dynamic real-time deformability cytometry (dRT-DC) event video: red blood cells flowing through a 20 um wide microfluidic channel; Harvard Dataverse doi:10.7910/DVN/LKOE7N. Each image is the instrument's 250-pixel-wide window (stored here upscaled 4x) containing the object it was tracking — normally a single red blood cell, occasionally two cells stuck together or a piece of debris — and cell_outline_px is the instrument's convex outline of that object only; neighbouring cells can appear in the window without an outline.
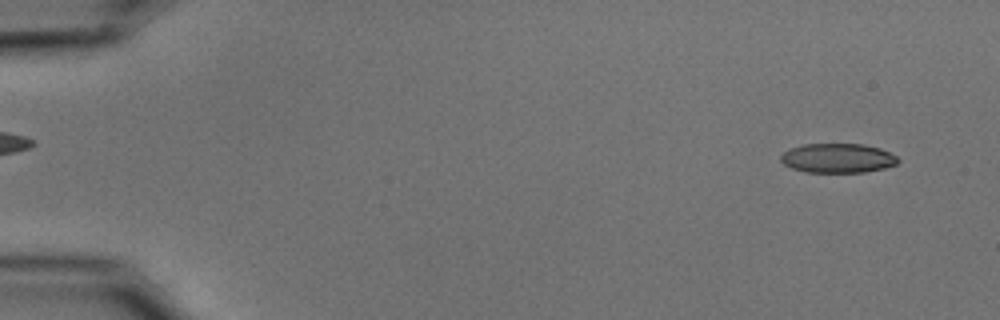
{"species": "common noctule bat (a hibernating species)", "species_latin": "Nyctalus noctula", "temperature_condition": "cold", "stored_images_in_passage": 53, "camera_frame_rate_fps": 3000, "um_per_image_px": 0.085, "animal": {"sex": "male", "body_mass_g": 15.6}, "frame": {"image": 1, "passage_image": 3, "time_ms": 0.667, "image_size_px": [1000, 320], "cell_outline_px": [[900, 160], [896, 164], [884, 168], [864, 172], [804, 172], [792, 168], [784, 164], [780, 160], [780, 156], [784, 152], [792, 148], [804, 144], [864, 144], [880, 148], [896, 156]], "centroid_in_image_um": [71.21, 13.44], "position_along_channel_um": 13.8, "area_um2": 20.0}}
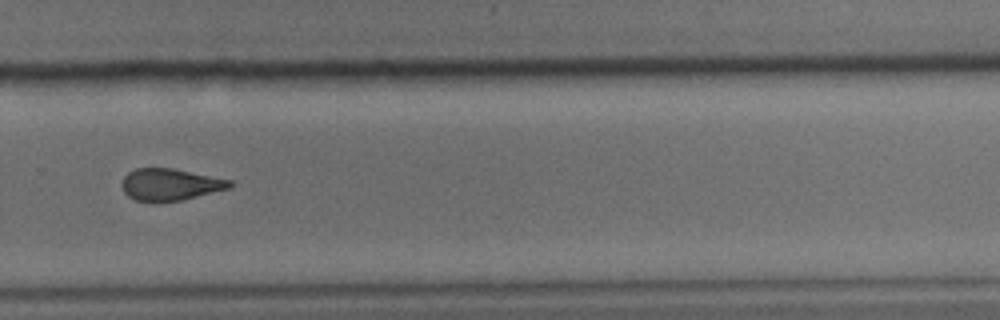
{"frame": {"image": 2, "passage_image": 37, "time_ms": 12.0, "image_size_px": [1000, 320], "cell_outline_px": [[232, 184], [228, 188], [180, 200], [156, 204], [136, 200], [128, 196], [124, 192], [120, 184], [124, 176], [128, 172], [136, 168], [172, 168], [232, 180]], "centroid_in_image_um": [14.38, 15.7], "position_along_channel_um": 315.4, "area_um2": 20.17}}
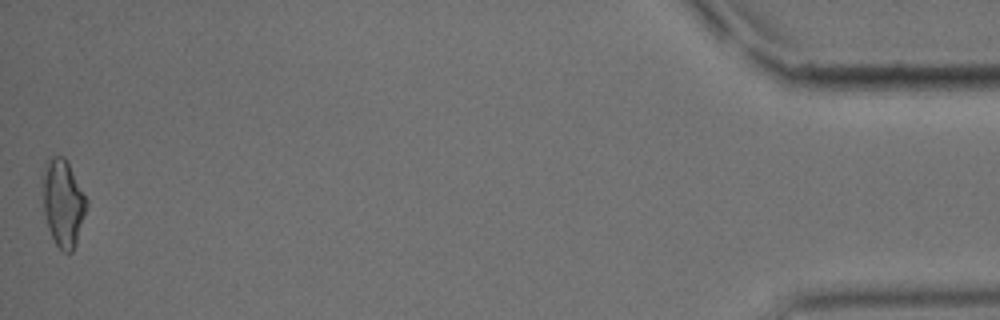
{"frame": {"image": 3, "passage_image": 53, "time_ms": 17.333, "image_size_px": [1000, 320], "cell_outline_px": [[88, 204], [76, 244], [72, 252], [64, 252], [56, 244], [48, 228], [44, 212], [40, 176], [44, 160], [48, 156], [64, 156], [68, 160], [88, 200]], "centroid_in_image_um": [5.33, 17.14], "position_along_channel_um": 429.9, "area_um2": 23.06}, "authors_computed_cell_mechanics": {"area_um2": 21.097, "velocity_mm_per_s": 3.754, "shape_relaxation_time_tau1_ms": null, "shape_relaxation_time_tau2_ms": 3.0044, "deformation_change_tau1": null, "deformation_change_tau2": 0.1165}}